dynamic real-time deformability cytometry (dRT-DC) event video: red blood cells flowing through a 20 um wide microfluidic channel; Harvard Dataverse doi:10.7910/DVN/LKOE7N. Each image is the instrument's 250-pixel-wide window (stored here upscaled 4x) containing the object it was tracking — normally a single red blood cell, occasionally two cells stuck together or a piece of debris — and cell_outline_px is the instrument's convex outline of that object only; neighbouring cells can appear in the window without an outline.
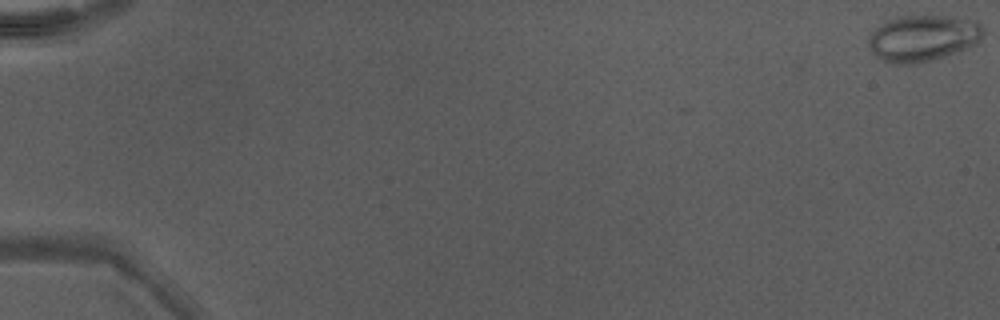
{"species": "Egyptian fruit bat (a non-hibernating species)", "species_latin": "Rousettus aegyptiacus", "temperature_condition": "warm", "stored_images_in_passage": 16, "camera_frame_rate_fps": 3000, "um_per_image_px": 0.085, "animal": {"sex": "male"}, "frame": {"image": 1, "passage_image": 1, "time_ms": 0.0, "image_size_px": [1000, 320], "cell_outline_px": [[984, 32], [972, 44], [964, 48], [944, 56], [932, 60], [916, 64], [888, 64], [876, 56], [868, 48], [868, 36], [880, 24], [896, 16], [948, 16], [976, 20], [984, 28]], "centroid_in_image_um": [78.37, 3.24], "position_along_channel_um": 6.6, "area_um2": 30.87}}
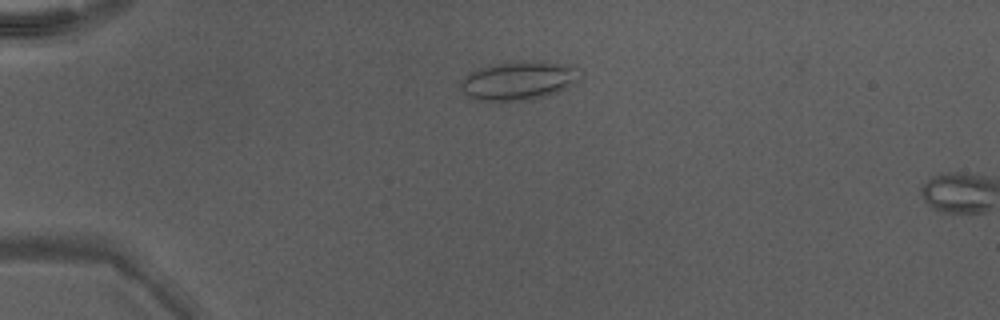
{"frame": {"image": 2, "passage_image": 14, "time_ms": 4.333, "image_size_px": [1000, 320], "cell_outline_px": [[584, 76], [580, 80], [568, 88], [544, 96], [528, 100], [472, 100], [460, 88], [460, 80], [464, 76], [480, 68], [496, 64], [528, 60], [540, 60], [580, 68]], "centroid_in_image_um": [44.14, 6.84], "position_along_channel_um": 40.9, "area_um2": 27.11}}